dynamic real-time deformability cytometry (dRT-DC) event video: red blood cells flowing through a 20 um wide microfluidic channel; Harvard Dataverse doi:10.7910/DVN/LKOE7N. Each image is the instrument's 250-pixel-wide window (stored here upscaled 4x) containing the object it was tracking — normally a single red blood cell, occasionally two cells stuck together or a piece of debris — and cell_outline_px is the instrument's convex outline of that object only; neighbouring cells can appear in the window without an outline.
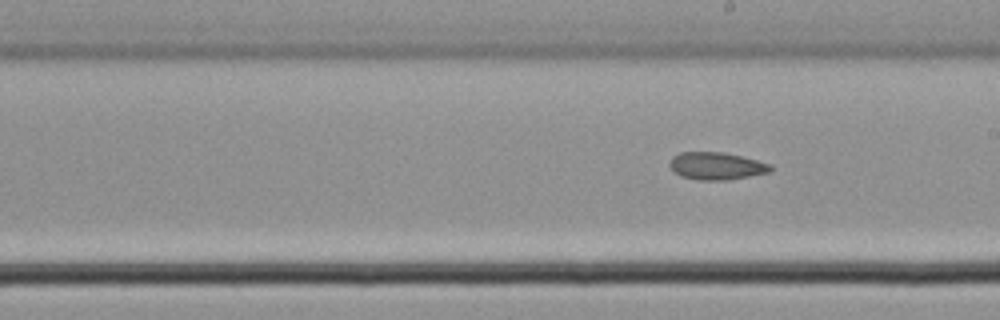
{"species": "common noctule bat (a hibernating species)", "species_latin": "Nyctalus noctula", "temperature_condition": "cold", "stored_images_in_passage": 23, "camera_frame_rate_fps": 3000, "um_per_image_px": 0.085, "animal": {"sex": "male", "body_mass_g": 21.5, "forearm_length_mm": 52.0}, "frame": {"image": 1, "passage_image": 23, "time_ms": 7.333, "image_size_px": [1000, 320], "cell_outline_px": [[772, 168], [768, 172], [728, 180], [700, 180], [680, 176], [668, 164], [672, 156], [680, 152], [724, 152], [756, 160], [768, 164]], "centroid_in_image_um": [60.84, 14.1], "position_along_channel_um": 228.2, "area_um2": 15.9}}